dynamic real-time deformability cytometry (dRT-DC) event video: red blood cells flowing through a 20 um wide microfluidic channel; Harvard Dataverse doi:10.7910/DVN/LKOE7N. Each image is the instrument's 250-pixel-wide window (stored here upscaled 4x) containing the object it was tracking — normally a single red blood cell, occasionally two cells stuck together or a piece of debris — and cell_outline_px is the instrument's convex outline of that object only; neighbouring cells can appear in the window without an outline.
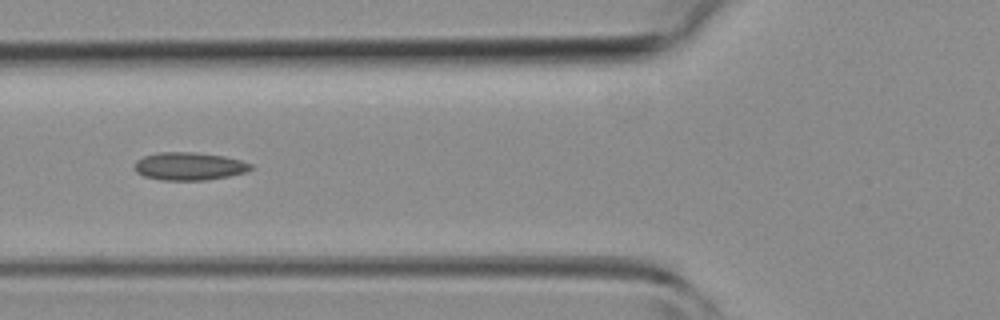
{"species": "common noctule bat (a hibernating species)", "species_latin": "Nyctalus noctula", "temperature_condition": "room temperature", "stored_images_in_passage": 3, "camera_frame_rate_fps": 3000, "um_per_image_px": 0.085, "animal": {"sex": "female", "body_mass_g": 19.3, "forearm_length_mm": 54.1}, "frame": {"image": 1, "passage_image": 3, "time_ms": 2.0, "image_size_px": [1000, 320], "cell_outline_px": [[252, 168], [244, 172], [228, 176], [204, 180], [160, 180], [144, 176], [136, 172], [136, 160], [144, 156], [156, 152], [192, 152], [224, 156], [240, 160], [252, 164]], "centroid_in_image_um": [16.06, 14.13], "position_along_channel_um": 109.7, "area_um2": 18.73}}